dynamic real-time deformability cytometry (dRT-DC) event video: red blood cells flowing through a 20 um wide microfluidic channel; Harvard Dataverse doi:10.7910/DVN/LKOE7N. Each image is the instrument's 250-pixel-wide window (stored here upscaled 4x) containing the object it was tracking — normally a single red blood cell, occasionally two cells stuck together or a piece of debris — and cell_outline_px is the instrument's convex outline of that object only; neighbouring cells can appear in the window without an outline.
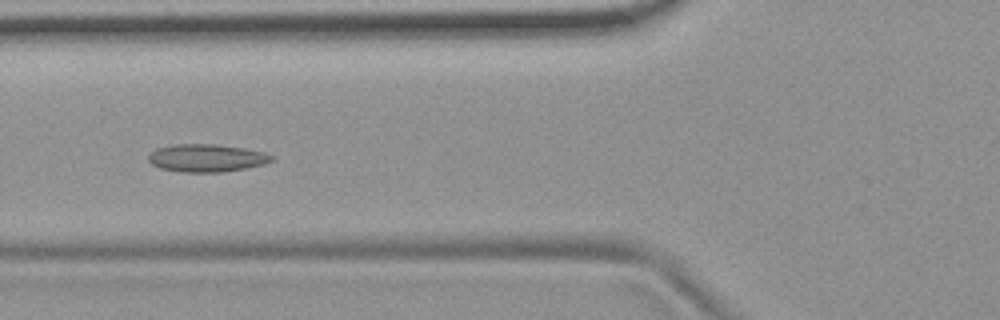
{"species": "common noctule bat (a hibernating species)", "species_latin": "Nyctalus noctula", "temperature_condition": "room temperature", "stored_images_in_passage": 10, "camera_frame_rate_fps": 3000, "um_per_image_px": 0.085, "animal": {"sex": "female", "body_mass_g": 19.9}, "frame": {"image": 1, "passage_image": 6, "time_ms": 1.667, "image_size_px": [1000, 320], "cell_outline_px": [[276, 156], [272, 160], [264, 164], [224, 172], [180, 172], [160, 168], [152, 164], [148, 160], [148, 156], [156, 148], [172, 144], [216, 144], [244, 148], [264, 152]], "centroid_in_image_um": [17.56, 13.42], "position_along_channel_um": 108.2, "area_um2": 20.0}}
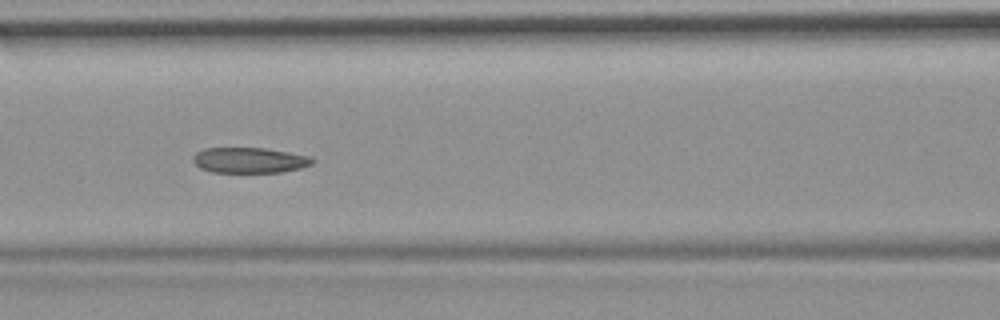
{"frame": {"image": 2, "passage_image": 7, "time_ms": 2.0, "image_size_px": [1000, 320], "cell_outline_px": [[316, 160], [312, 164], [300, 168], [284, 172], [212, 172], [200, 168], [192, 160], [192, 156], [196, 152], [204, 148], [264, 148], [312, 156]], "centroid_in_image_um": [21.22, 13.62], "position_along_channel_um": 145.4, "area_um2": 17.86}}
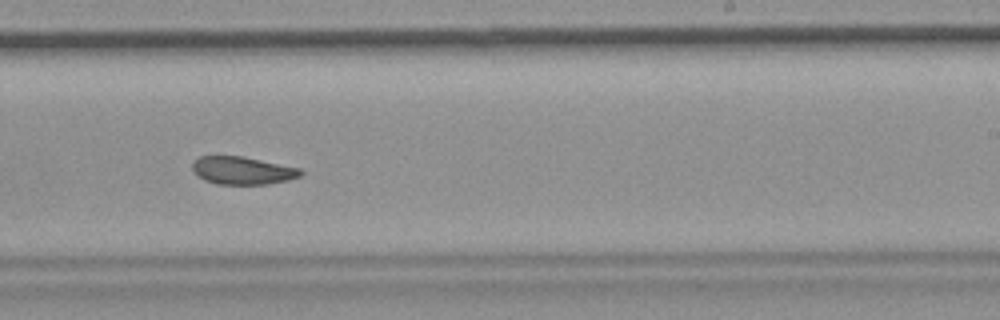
{"frame": {"image": 3, "passage_image": 10, "time_ms": 3.0, "image_size_px": [1000, 320], "cell_outline_px": [[304, 172], [300, 176], [288, 180], [268, 184], [216, 184], [204, 180], [196, 176], [192, 168], [192, 164], [200, 156], [244, 156], [300, 168]], "centroid_in_image_um": [20.61, 14.49], "position_along_channel_um": 268.4, "area_um2": 17.63}}